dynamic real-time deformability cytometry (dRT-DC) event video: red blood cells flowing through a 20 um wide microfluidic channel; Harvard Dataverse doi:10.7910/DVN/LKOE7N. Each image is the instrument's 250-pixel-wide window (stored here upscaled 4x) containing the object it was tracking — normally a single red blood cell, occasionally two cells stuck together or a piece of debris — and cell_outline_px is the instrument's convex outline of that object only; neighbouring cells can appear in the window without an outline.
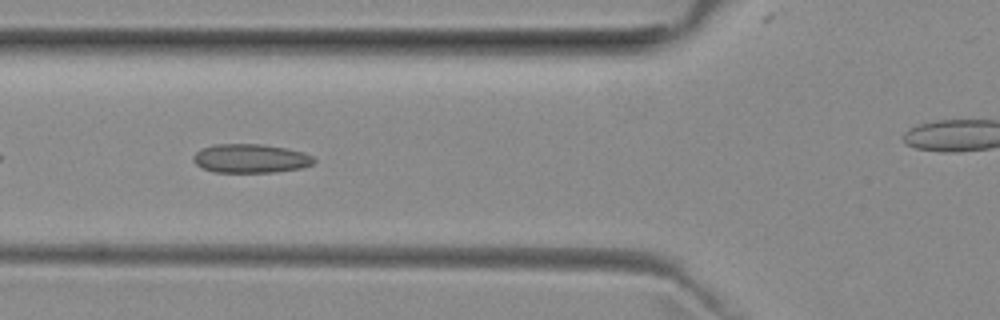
{"species": "common noctule bat (a hibernating species)", "species_latin": "Nyctalus noctula", "temperature_condition": "room temperature", "stored_images_in_passage": 30, "camera_frame_rate_fps": 3000, "um_per_image_px": 0.085, "animal": {"sex": "female", "body_mass_g": 29.2, "forearm_length_mm": 56.3}, "frame": {"image": 1, "passage_image": 5, "time_ms": 1.333, "image_size_px": [1000, 320], "cell_outline_px": [[316, 160], [312, 164], [300, 168], [276, 172], [212, 172], [200, 168], [192, 160], [192, 156], [196, 152], [212, 144], [260, 144], [284, 148], [304, 152], [312, 156]], "centroid_in_image_um": [21.26, 13.47], "position_along_channel_um": 104.5, "area_um2": 20.35}}
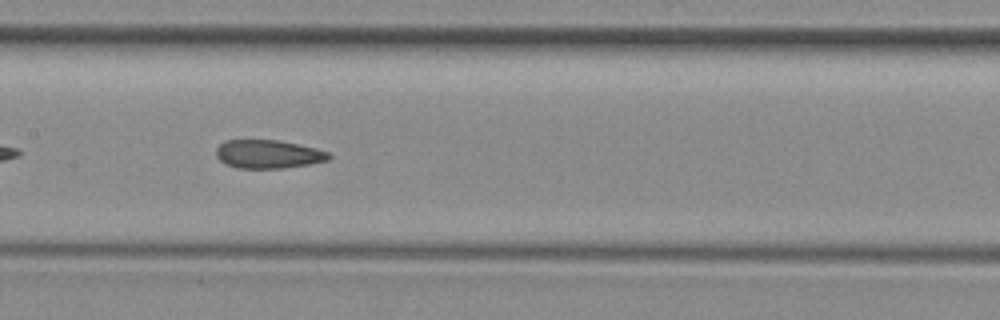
{"frame": {"image": 2, "passage_image": 11, "time_ms": 3.333, "image_size_px": [1000, 320], "cell_outline_px": [[332, 156], [328, 160], [312, 164], [284, 168], [236, 168], [224, 164], [216, 156], [216, 148], [224, 140], [276, 140], [316, 148], [328, 152]], "centroid_in_image_um": [22.78, 13.11], "position_along_channel_um": 184.6, "area_um2": 18.79}}
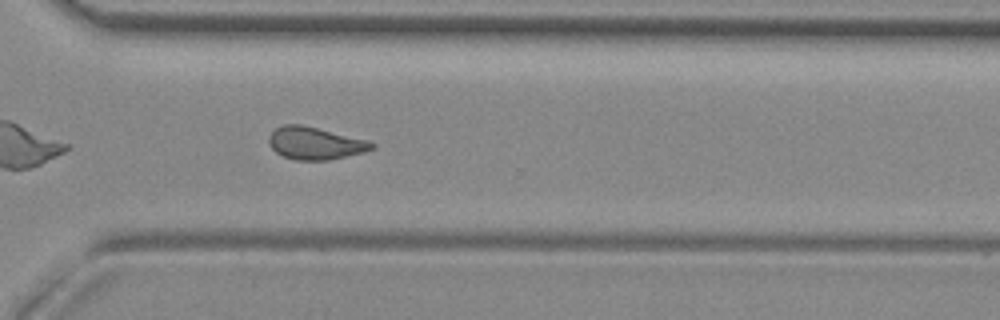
{"frame": {"image": 3, "passage_image": 23, "time_ms": 7.333, "image_size_px": [1000, 320], "cell_outline_px": [[376, 148], [364, 152], [328, 160], [296, 160], [284, 156], [276, 152], [268, 144], [268, 136], [276, 128], [284, 124], [300, 124], [368, 140], [376, 144]], "centroid_in_image_um": [26.79, 12.17], "position_along_channel_um": 343.8, "area_um2": 19.42}}